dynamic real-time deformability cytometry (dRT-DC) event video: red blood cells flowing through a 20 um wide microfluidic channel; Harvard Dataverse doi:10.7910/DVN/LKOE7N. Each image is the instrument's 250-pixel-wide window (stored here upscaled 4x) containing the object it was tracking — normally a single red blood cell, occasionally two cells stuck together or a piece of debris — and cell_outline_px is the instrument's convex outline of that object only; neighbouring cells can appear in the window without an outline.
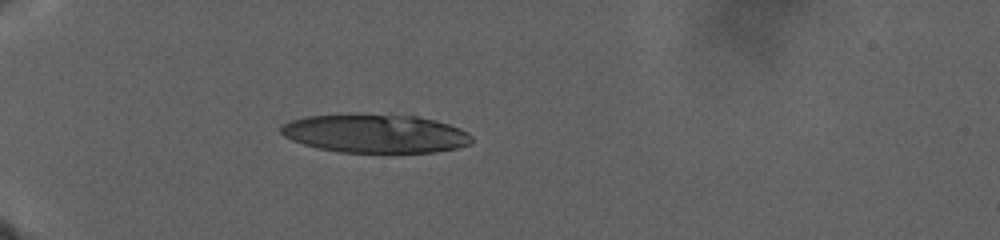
{"species": "human", "species_latin": "Homo sapiens", "temperature_condition": "warm", "stored_images_in_passage": 5, "camera_frame_rate_fps": 3000, "um_per_image_px": 0.085, "donor": {"sex": "male"}, "frame": {"image": 1, "passage_image": 1, "time_ms": 0.0, "image_size_px": [1000, 240], "cell_outline_px": [[472, 144], [456, 148], [432, 152], [340, 152], [316, 148], [292, 140], [284, 136], [280, 132], [280, 128], [288, 120], [304, 116], [348, 112], [360, 112], [416, 116], [436, 120], [460, 128], [468, 132], [472, 136]], "centroid_in_image_um": [31.85, 11.31], "position_along_channel_um": 53.1, "area_um2": 43.93}}